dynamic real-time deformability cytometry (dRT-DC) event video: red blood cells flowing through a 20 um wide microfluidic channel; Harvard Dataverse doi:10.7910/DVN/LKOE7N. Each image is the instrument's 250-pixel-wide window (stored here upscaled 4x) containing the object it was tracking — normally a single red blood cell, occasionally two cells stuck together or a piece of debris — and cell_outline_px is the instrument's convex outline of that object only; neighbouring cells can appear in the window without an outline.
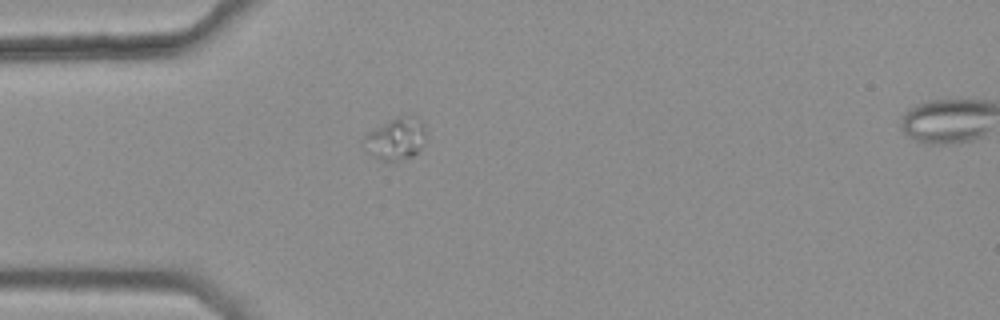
{"species": "common noctule bat (a hibernating species)", "species_latin": "Nyctalus noctula", "temperature_condition": "warm", "stored_images_in_passage": 4, "camera_frame_rate_fps": 3000, "um_per_image_px": 0.085, "animal": {"sex": "female", "body_mass_g": 25.1}, "frame": {"image": 1, "passage_image": 4, "time_ms": 1.0, "image_size_px": [1000, 320], "cell_outline_px": [[424, 140], [420, 148], [412, 156], [396, 160], [384, 160], [368, 152], [360, 140], [368, 132], [400, 116], [420, 120], [424, 128]], "centroid_in_image_um": [33.6, 11.82], "position_along_channel_um": 51.4, "area_um2": 14.39}}